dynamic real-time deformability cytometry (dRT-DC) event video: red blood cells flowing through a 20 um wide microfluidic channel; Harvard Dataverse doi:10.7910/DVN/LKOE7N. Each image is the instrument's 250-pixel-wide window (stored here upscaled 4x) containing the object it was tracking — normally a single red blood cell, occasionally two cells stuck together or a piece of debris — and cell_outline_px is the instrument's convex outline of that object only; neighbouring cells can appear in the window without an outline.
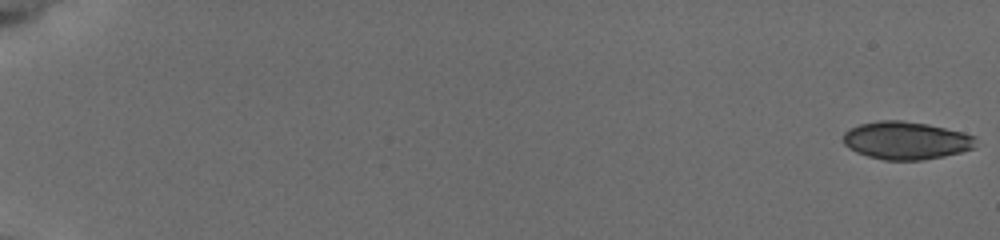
{"species": "common noctule bat (a hibernating species)", "species_latin": "Nyctalus noctula", "temperature_condition": "cold", "stored_images_in_passage": 44, "camera_frame_rate_fps": 3000, "um_per_image_px": 0.085, "animal": {"sex": "female", "body_mass_g": 19.5, "forearm_length_mm": 54.1}, "frame": {"image": 1, "passage_image": 1, "time_ms": 0.0, "image_size_px": [1000, 240], "cell_outline_px": [[976, 148], [944, 156], [920, 160], [884, 160], [868, 156], [856, 152], [848, 148], [844, 144], [844, 132], [848, 128], [860, 124], [880, 120], [900, 120], [928, 124], [964, 132], [976, 136]], "centroid_in_image_um": [77.03, 11.93], "position_along_channel_um": 8.0, "area_um2": 29.42}}
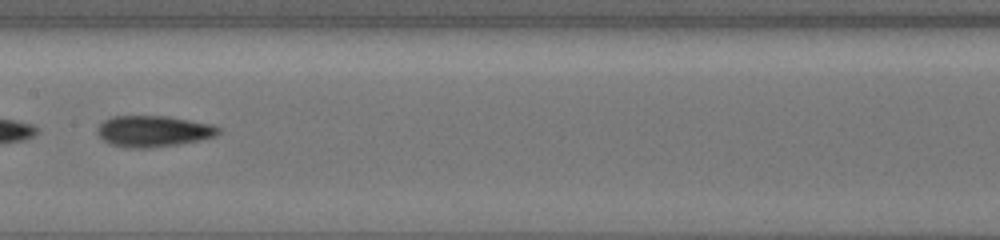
{"frame": {"image": 2, "passage_image": 43, "time_ms": 10.333, "image_size_px": [1000, 240], "cell_outline_px": [[220, 132], [216, 136], [200, 140], [180, 144], [148, 148], [124, 148], [108, 144], [96, 132], [100, 124], [104, 120], [112, 116], [168, 116], [212, 124], [220, 128]], "centroid_in_image_um": [13.03, 11.16], "position_along_channel_um": 194.4, "area_um2": 22.2}}